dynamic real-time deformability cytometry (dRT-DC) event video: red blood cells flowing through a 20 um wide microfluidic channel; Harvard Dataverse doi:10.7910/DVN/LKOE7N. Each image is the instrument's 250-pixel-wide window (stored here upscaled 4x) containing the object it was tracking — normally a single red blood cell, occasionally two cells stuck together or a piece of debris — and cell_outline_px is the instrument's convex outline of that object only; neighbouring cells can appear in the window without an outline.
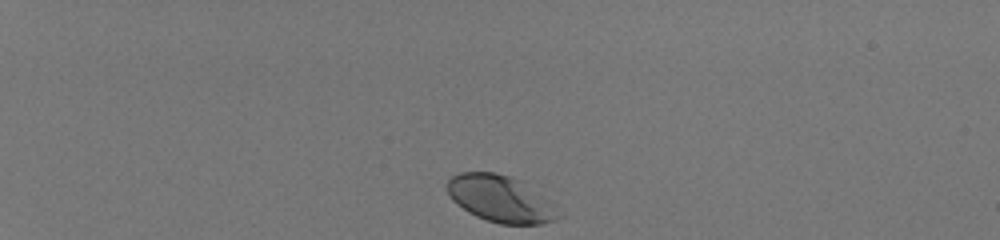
{"species": "human", "species_latin": "Homo sapiens", "temperature_condition": "room temperature", "stored_images_in_passage": 37, "camera_frame_rate_fps": 3000, "um_per_image_px": 0.085, "donor": {"sex": "male"}, "frame": {"image": 1, "passage_image": 1, "time_ms": 0.0, "image_size_px": [1000, 240], "cell_outline_px": [[564, 216], [556, 220], [540, 224], [500, 224], [476, 216], [468, 212], [456, 204], [452, 200], [444, 184], [452, 176], [460, 172], [496, 172], [512, 176], [524, 180], [552, 204]], "centroid_in_image_um": [42.54, 16.88], "position_along_channel_um": 42.5, "area_um2": 30.69}}
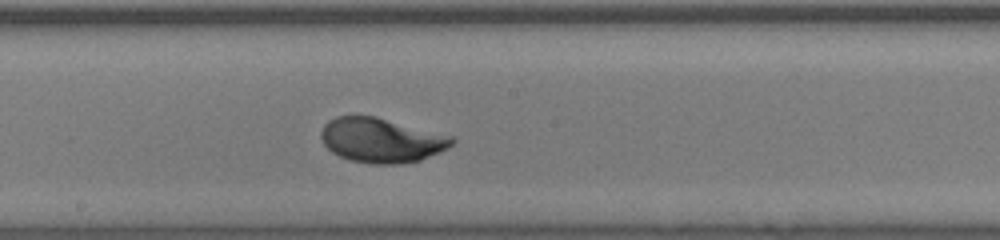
{"frame": {"image": 2, "passage_image": 21, "time_ms": 6.667, "image_size_px": [1000, 240], "cell_outline_px": [[456, 140], [448, 148], [420, 160], [400, 164], [368, 164], [352, 160], [340, 156], [332, 152], [324, 144], [320, 136], [320, 132], [324, 124], [328, 120], [336, 116], [376, 116], [452, 136]], "centroid_in_image_um": [32.4, 11.92], "position_along_channel_um": 215.8, "area_um2": 33.99}}
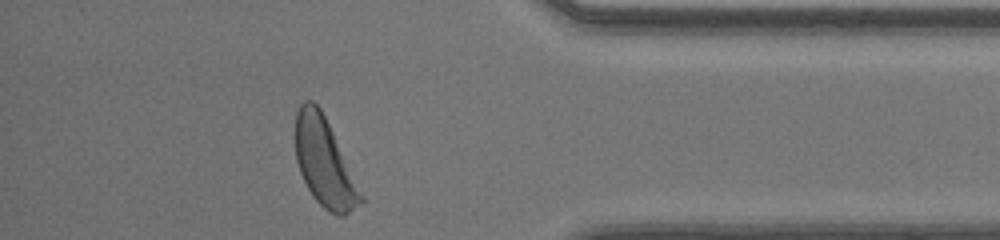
{"frame": {"image": 3, "passage_image": 36, "time_ms": 11.667, "image_size_px": [1000, 240], "cell_outline_px": [[364, 200], [360, 204], [344, 216], [336, 216], [328, 212], [312, 196], [300, 172], [296, 160], [296, 112], [300, 104], [304, 100], [312, 100], [320, 108], [364, 196]], "centroid_in_image_um": [27.57, 13.83], "position_along_channel_um": 407.6, "area_um2": 33.12}, "authors_computed_cell_mechanics": {"area_um2": 32.946, "velocity_mm_per_s": 4.0912, "shape_relaxation_time_tau1_ms": 1.7337, "shape_relaxation_time_tau2_ms": null, "deformation_change_tau1": 0.1279, "deformation_change_tau2": null}}